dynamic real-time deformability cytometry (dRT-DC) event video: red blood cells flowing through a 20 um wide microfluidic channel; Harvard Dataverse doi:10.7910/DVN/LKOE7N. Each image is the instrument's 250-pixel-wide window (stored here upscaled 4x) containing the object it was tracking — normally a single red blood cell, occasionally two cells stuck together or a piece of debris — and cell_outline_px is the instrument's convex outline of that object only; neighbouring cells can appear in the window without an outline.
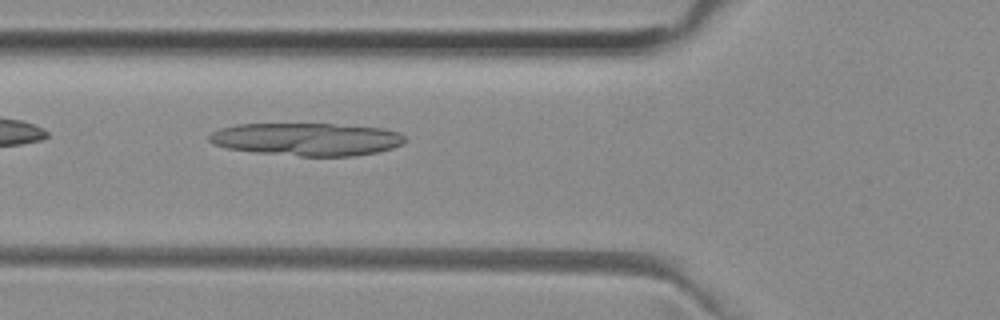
{"species": "common noctule bat (a hibernating species)", "species_latin": "Nyctalus noctula", "temperature_condition": "room temperature", "stored_images_in_passage": 33, "camera_frame_rate_fps": 3000, "um_per_image_px": 0.085, "animal": {"sex": "female", "body_mass_g": 29.2, "forearm_length_mm": 56.3}, "frame": {"image": 1, "passage_image": 4, "time_ms": 1.0, "image_size_px": [1000, 320], "cell_outline_px": [[404, 140], [400, 144], [392, 148], [376, 152], [352, 156], [300, 156], [256, 152], [228, 148], [216, 144], [208, 140], [208, 136], [212, 132], [220, 128], [236, 124], [332, 124], [380, 128], [400, 132], [404, 136]], "centroid_in_image_um": [26.06, 11.83], "position_along_channel_um": 99.7, "area_um2": 37.05}}
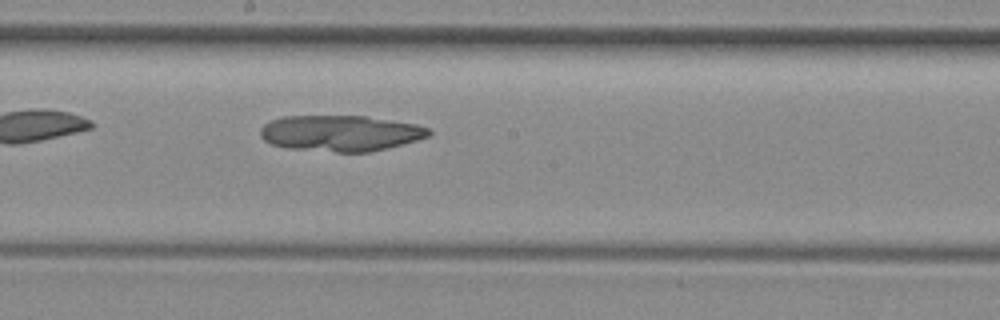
{"frame": {"image": 2, "passage_image": 13, "time_ms": 4.0, "image_size_px": [1000, 320], "cell_outline_px": [[432, 132], [428, 136], [416, 140], [368, 152], [336, 152], [288, 148], [272, 144], [264, 140], [260, 136], [260, 128], [264, 124], [272, 120], [284, 116], [364, 116], [416, 124], [428, 128]], "centroid_in_image_um": [28.9, 11.32], "position_along_channel_um": 219.3, "area_um2": 34.97}}
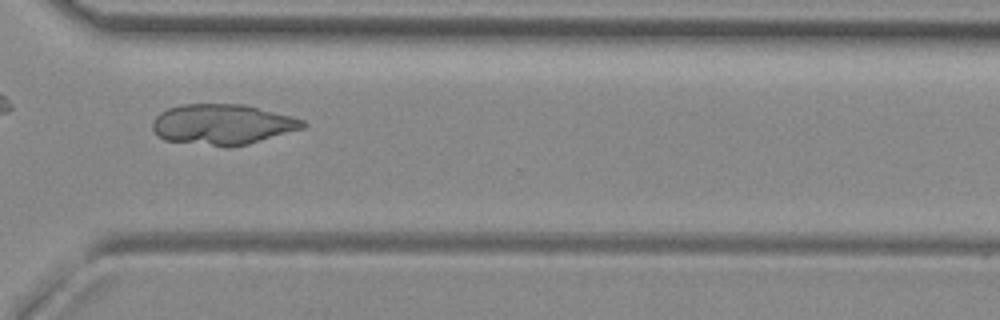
{"frame": {"image": 3, "passage_image": 23, "time_ms": 7.333, "image_size_px": [1000, 320], "cell_outline_px": [[308, 124], [304, 128], [248, 144], [232, 148], [224, 148], [164, 140], [152, 128], [152, 124], [156, 116], [160, 112], [168, 108], [180, 104], [244, 104], [292, 116], [304, 120]], "centroid_in_image_um": [18.92, 10.59], "position_along_channel_um": 351.7, "area_um2": 35.84}}